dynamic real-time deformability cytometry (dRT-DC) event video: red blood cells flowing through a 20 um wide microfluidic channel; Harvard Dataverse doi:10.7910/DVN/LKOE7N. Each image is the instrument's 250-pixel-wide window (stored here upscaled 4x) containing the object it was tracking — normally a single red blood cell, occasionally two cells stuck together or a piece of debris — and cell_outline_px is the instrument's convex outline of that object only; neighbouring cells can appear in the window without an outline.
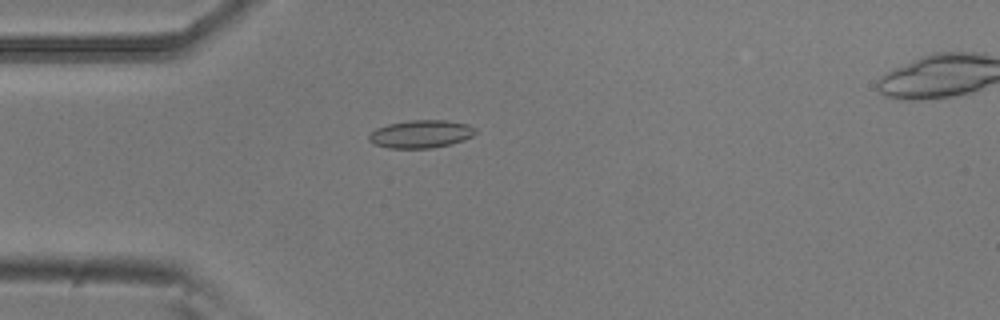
{"species": "common noctule bat (a hibernating species)", "species_latin": "Nyctalus noctula", "temperature_condition": "room temperature", "stored_images_in_passage": 3, "camera_frame_rate_fps": 3000, "um_per_image_px": 0.085, "animal": {"sex": "male", "body_mass_g": 20.5, "forearm_length_mm": 52.5}, "frame": {"image": 1, "passage_image": 2, "time_ms": 0.333, "image_size_px": [1000, 320], "cell_outline_px": [[476, 132], [472, 136], [464, 140], [452, 144], [432, 148], [388, 148], [372, 144], [368, 140], [368, 136], [376, 128], [388, 124], [412, 120], [444, 120], [468, 124], [476, 128]], "centroid_in_image_um": [35.77, 11.4], "position_along_channel_um": 49.2, "area_um2": 17.4}}